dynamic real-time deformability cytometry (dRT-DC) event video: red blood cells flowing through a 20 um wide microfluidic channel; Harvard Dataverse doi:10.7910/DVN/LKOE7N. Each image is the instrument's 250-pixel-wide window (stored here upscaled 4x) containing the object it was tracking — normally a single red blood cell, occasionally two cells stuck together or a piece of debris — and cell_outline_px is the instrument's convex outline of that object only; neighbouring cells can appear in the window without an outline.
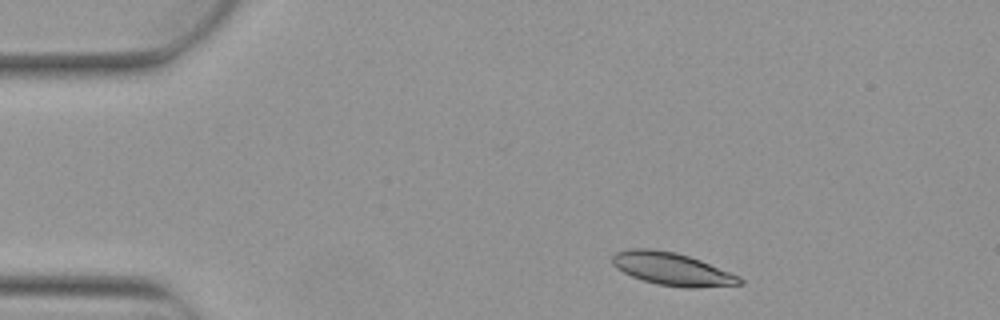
{"species": "Egyptian fruit bat (a non-hibernating species)", "species_latin": "Rousettus aegyptiacus", "temperature_condition": "warm", "stored_images_in_passage": 3, "camera_frame_rate_fps": 3000, "um_per_image_px": 0.085, "animal": {"sex": "female"}, "frame": {"image": 1, "passage_image": 1, "time_ms": 0.0, "image_size_px": [1000, 320], "cell_outline_px": [[744, 284], [696, 288], [684, 288], [656, 284], [632, 276], [616, 268], [612, 264], [612, 256], [616, 252], [628, 248], [652, 248], [676, 252], [700, 260], [740, 276], [744, 280]], "centroid_in_image_um": [57.13, 22.86], "position_along_channel_um": 27.9, "area_um2": 24.45}}